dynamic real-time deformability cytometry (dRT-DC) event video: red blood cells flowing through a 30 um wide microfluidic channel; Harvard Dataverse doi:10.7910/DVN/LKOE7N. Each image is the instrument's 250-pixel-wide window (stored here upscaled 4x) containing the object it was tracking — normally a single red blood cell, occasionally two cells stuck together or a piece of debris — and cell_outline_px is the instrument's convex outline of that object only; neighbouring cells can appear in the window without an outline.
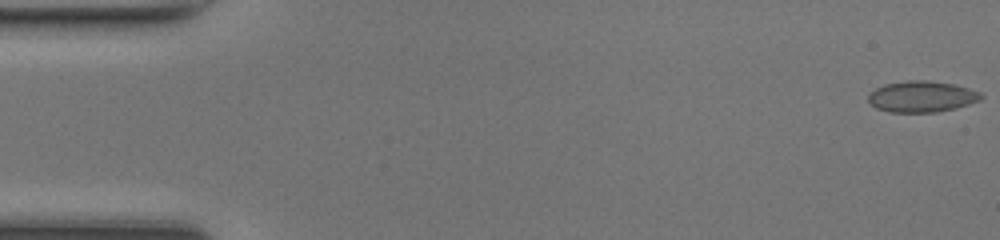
{"species": "common noctule bat (a hibernating species)", "species_latin": "Nyctalus noctula", "temperature_condition": "room temperature", "stored_images_in_passage": 48, "camera_frame_rate_fps": 3000, "um_per_image_px": 0.085, "animal": {"sex": "female", "body_mass_g": 17.0, "forearm_length_mm": 48.0}, "frame": {"image": 1, "passage_image": 1, "time_ms": 0.0, "image_size_px": [1000, 240], "cell_outline_px": [[984, 96], [980, 100], [956, 108], [936, 112], [888, 112], [876, 108], [868, 100], [868, 96], [876, 88], [884, 84], [904, 80], [928, 80], [956, 84], [980, 92]], "centroid_in_image_um": [78.36, 8.2], "position_along_channel_um": 6.6, "area_um2": 20.58}}
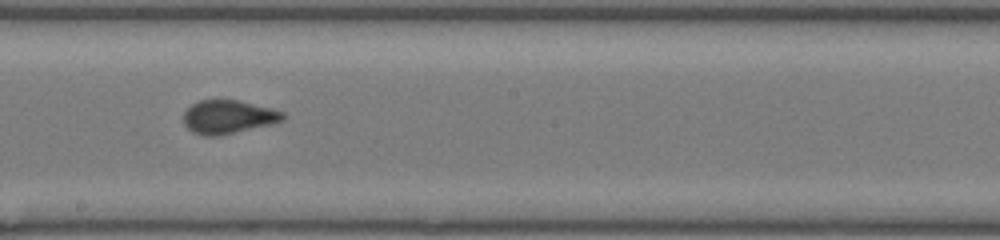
{"frame": {"image": 2, "passage_image": 27, "time_ms": 8.667, "image_size_px": [1000, 240], "cell_outline_px": [[284, 120], [220, 136], [204, 136], [192, 132], [184, 124], [184, 112], [192, 104], [200, 100], [236, 100], [284, 112]], "centroid_in_image_um": [19.34, 9.95], "position_along_channel_um": 228.9, "area_um2": 19.02}}
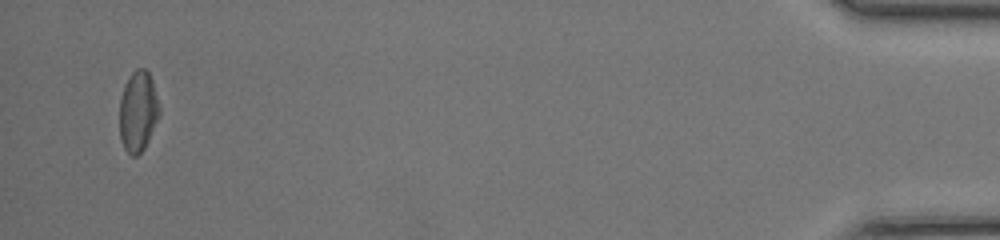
{"frame": {"image": 3, "passage_image": 47, "time_ms": 15.333, "image_size_px": [1000, 240], "cell_outline_px": [[160, 112], [148, 140], [144, 148], [136, 156], [132, 156], [124, 148], [120, 140], [120, 96], [124, 84], [128, 76], [136, 68], [144, 68], [148, 72], [152, 80], [160, 108]], "centroid_in_image_um": [11.71, 9.44], "position_along_channel_um": 423.5, "area_um2": 18.67}, "authors_computed_cell_mechanics": {"area_um2": 19.3052, "velocity_mm_per_s": 4.301, "shape_relaxation_time_tau1_ms": 5.0676, "shape_relaxation_time_tau2_ms": 0.5343, "deformation_change_tau1": 0.156, "deformation_change_tau2": 0.0419}}